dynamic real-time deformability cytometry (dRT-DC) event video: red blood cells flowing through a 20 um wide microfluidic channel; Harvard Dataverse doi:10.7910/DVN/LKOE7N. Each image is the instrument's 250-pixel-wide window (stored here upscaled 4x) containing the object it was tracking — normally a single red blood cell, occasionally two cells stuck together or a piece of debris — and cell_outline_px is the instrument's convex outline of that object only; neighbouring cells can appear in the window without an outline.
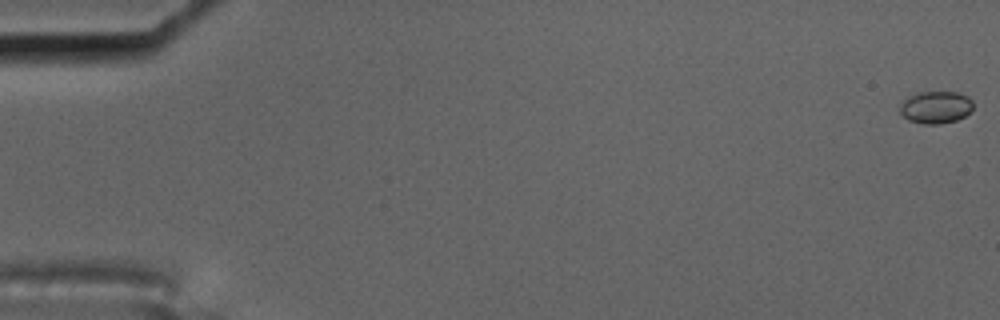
{"species": "common noctule bat (a hibernating species)", "species_latin": "Nyctalus noctula", "temperature_condition": "cold", "stored_images_in_passage": 10, "camera_frame_rate_fps": 3000, "um_per_image_px": 0.085, "animal": {"sex": "male", "body_mass_g": 17.5, "forearm_length_mm": 52.3}, "frame": {"image": 1, "passage_image": 1, "time_ms": 0.0, "image_size_px": [1000, 320], "cell_outline_px": [[972, 108], [964, 116], [956, 120], [940, 124], [924, 124], [908, 120], [900, 112], [896, 104], [900, 100], [916, 92], [956, 92], [968, 96], [972, 100]], "centroid_in_image_um": [79.46, 9.1], "position_along_channel_um": 5.5, "area_um2": 14.05}}